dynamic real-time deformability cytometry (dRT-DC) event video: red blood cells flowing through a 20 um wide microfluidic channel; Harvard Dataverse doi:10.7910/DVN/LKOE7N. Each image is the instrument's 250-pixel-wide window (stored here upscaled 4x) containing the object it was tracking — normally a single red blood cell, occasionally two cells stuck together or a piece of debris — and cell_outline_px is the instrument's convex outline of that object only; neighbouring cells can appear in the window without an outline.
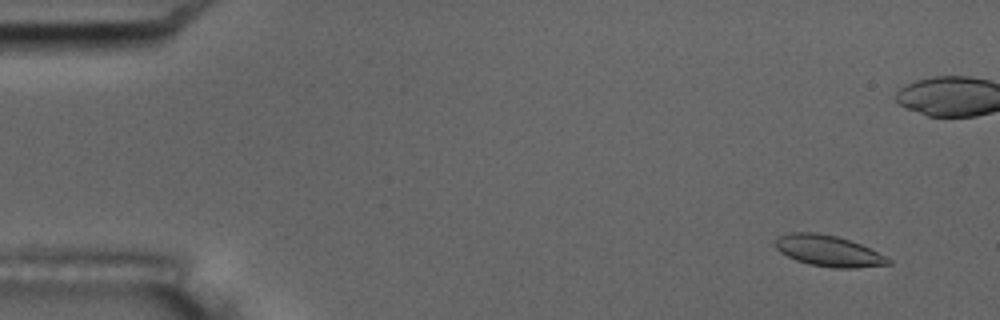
{"species": "common noctule bat (a hibernating species)", "species_latin": "Nyctalus noctula", "temperature_condition": "room temperature", "stored_images_in_passage": 6, "camera_frame_rate_fps": 3000, "um_per_image_px": 0.085, "animal": {"sex": "male", "body_mass_g": 17.5, "forearm_length_mm": 52.3}, "frame": {"image": 1, "passage_image": 2, "time_ms": 1.0, "image_size_px": [1000, 320], "cell_outline_px": [[892, 264], [856, 268], [832, 268], [808, 264], [796, 260], [780, 252], [776, 248], [776, 236], [788, 232], [816, 232], [836, 236], [860, 244], [892, 260]], "centroid_in_image_um": [70.38, 21.32], "position_along_channel_um": 14.6, "area_um2": 20.4}}